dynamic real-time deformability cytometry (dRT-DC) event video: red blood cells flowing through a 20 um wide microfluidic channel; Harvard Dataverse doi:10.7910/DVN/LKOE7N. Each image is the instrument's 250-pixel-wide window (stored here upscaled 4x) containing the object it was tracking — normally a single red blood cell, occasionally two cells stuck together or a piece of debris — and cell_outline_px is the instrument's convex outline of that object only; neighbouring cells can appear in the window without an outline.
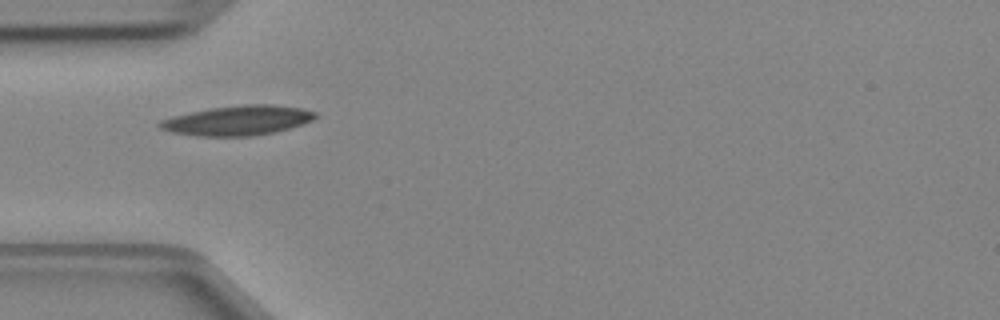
{"species": "Egyptian fruit bat (a non-hibernating species)", "species_latin": "Rousettus aegyptiacus", "temperature_condition": "cold", "stored_images_in_passage": 34, "camera_frame_rate_fps": 3000, "um_per_image_px": 0.085, "animal": {"sex": "female"}, "frame": {"image": 1, "passage_image": 1, "time_ms": 0.0, "image_size_px": [1000, 320], "cell_outline_px": [[316, 116], [312, 120], [276, 132], [252, 136], [196, 136], [172, 132], [160, 128], [156, 124], [160, 120], [172, 116], [212, 108], [244, 104], [272, 104], [300, 108], [316, 112]], "centroid_in_image_um": [20.17, 10.24], "position_along_channel_um": 64.8, "area_um2": 26.76}}
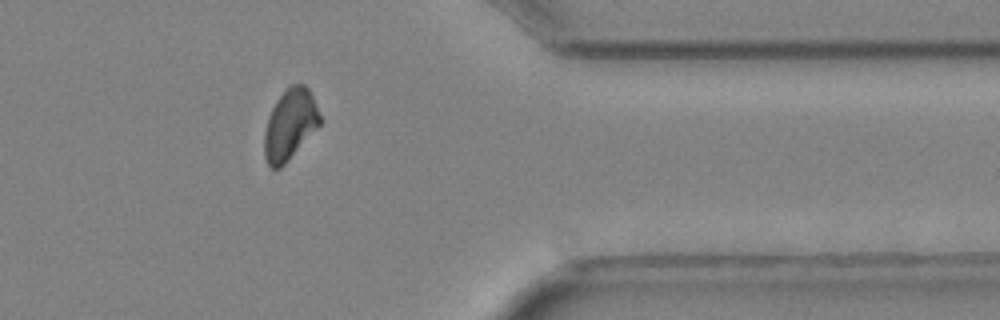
{"frame": {"image": 2, "passage_image": 25, "time_ms": 8.0, "image_size_px": [1000, 320], "cell_outline_px": [[324, 120], [288, 160], [280, 168], [272, 168], [268, 164], [264, 156], [264, 132], [268, 116], [276, 100], [292, 84], [304, 84], [308, 88]], "centroid_in_image_um": [24.65, 10.58], "position_along_channel_um": 386.7, "area_um2": 22.77}}
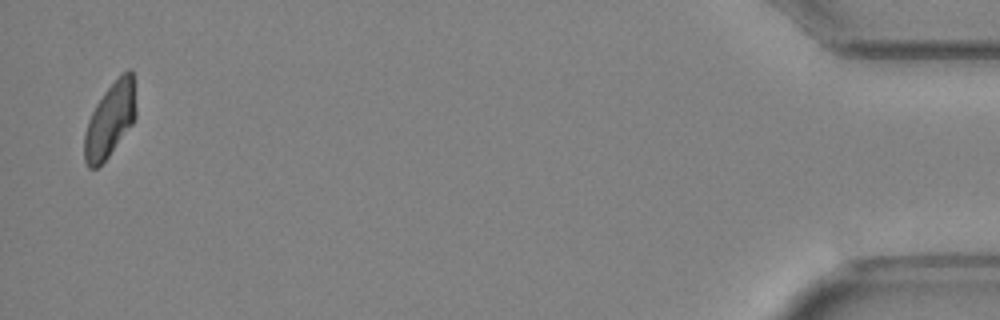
{"frame": {"image": 3, "passage_image": 33, "time_ms": 10.667, "image_size_px": [1000, 320], "cell_outline_px": [[136, 116], [132, 124], [108, 156], [96, 168], [88, 168], [84, 160], [84, 132], [88, 120], [96, 104], [104, 92], [128, 68], [132, 72], [136, 112]], "centroid_in_image_um": [9.33, 10.22], "position_along_channel_um": 425.9, "area_um2": 21.91}}